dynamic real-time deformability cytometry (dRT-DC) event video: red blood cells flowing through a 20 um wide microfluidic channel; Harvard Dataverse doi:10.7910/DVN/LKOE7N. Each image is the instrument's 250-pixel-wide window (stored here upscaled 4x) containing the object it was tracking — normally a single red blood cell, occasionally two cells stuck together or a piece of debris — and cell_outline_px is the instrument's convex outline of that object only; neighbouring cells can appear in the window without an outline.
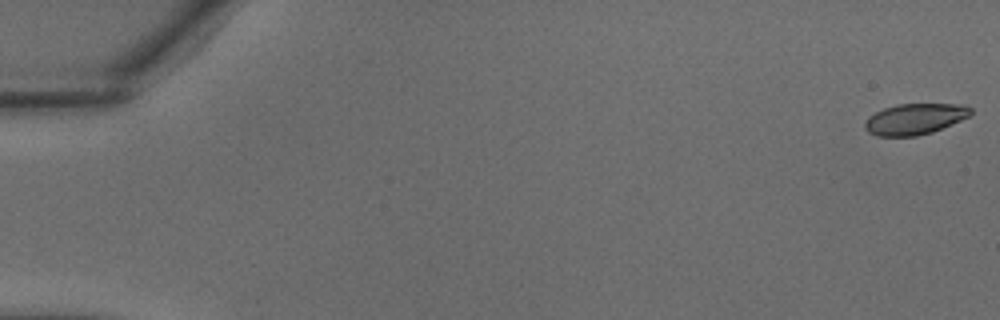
{"species": "common noctule bat (a hibernating species)", "species_latin": "Nyctalus noctula", "temperature_condition": "warm", "stored_images_in_passage": 38, "camera_frame_rate_fps": 3000, "um_per_image_px": 0.085, "animal": {"sex": "male", "body_mass_g": 18.8}, "frame": {"image": 1, "passage_image": 1, "time_ms": 0.0, "image_size_px": [1000, 320], "cell_outline_px": [[972, 112], [968, 116], [960, 120], [932, 132], [916, 136], [876, 136], [868, 132], [864, 128], [864, 124], [868, 116], [884, 108], [896, 104], [964, 104], [972, 108]], "centroid_in_image_um": [77.73, 10.11], "position_along_channel_um": 7.3, "area_um2": 19.07}}
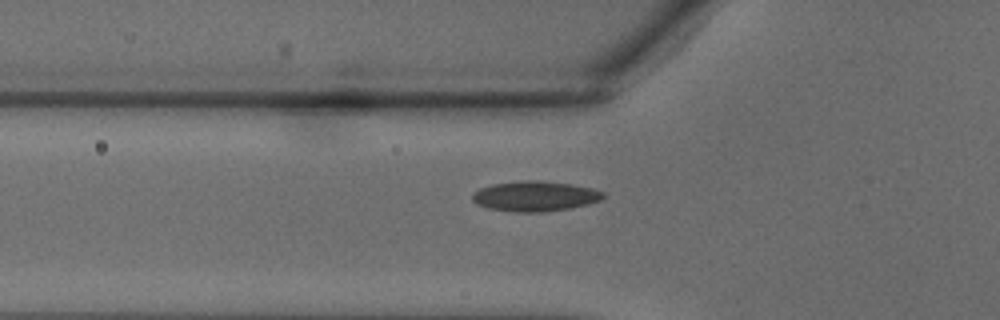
{"frame": {"image": 2, "passage_image": 14, "time_ms": 4.333, "image_size_px": [1000, 320], "cell_outline_px": [[604, 196], [600, 200], [588, 204], [572, 208], [544, 212], [516, 212], [488, 208], [476, 204], [472, 200], [472, 196], [480, 188], [492, 184], [524, 180], [536, 180], [572, 184], [592, 188], [604, 192]], "centroid_in_image_um": [45.49, 16.68], "position_along_channel_um": 80.3, "area_um2": 23.0}}
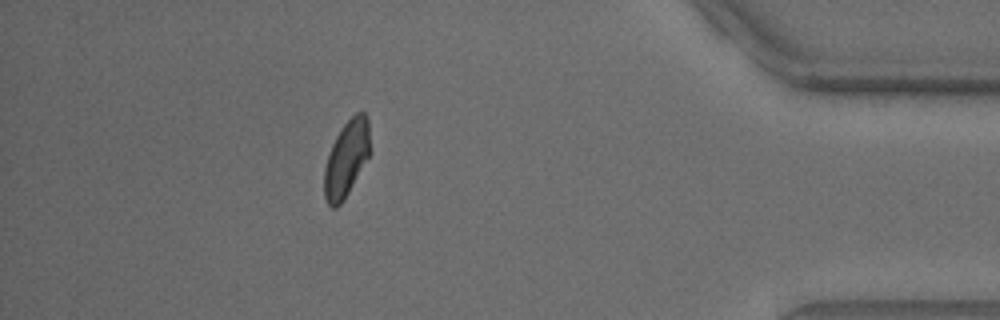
{"frame": {"image": 3, "passage_image": 34, "time_ms": 11.0, "image_size_px": [1000, 320], "cell_outline_px": [[372, 152], [344, 200], [336, 208], [332, 208], [328, 204], [324, 196], [324, 168], [332, 144], [336, 136], [344, 124], [356, 112], [364, 112], [368, 120]], "centroid_in_image_um": [29.48, 13.49], "position_along_channel_um": 405.7, "area_um2": 20.58}}